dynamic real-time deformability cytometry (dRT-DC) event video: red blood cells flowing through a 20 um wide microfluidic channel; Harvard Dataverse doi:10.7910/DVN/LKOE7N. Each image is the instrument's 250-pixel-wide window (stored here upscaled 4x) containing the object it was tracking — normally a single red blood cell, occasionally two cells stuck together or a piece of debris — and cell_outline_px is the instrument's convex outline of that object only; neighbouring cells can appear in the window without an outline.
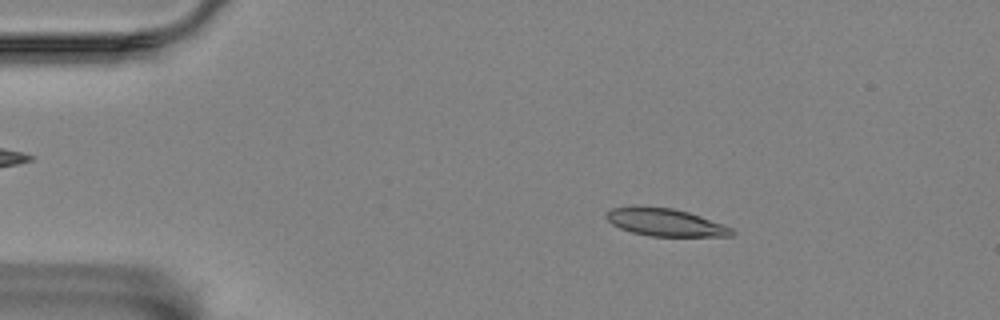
{"species": "Egyptian fruit bat (a non-hibernating species)", "species_latin": "Rousettus aegyptiacus", "temperature_condition": "room temperature", "stored_images_in_passage": 52, "camera_frame_rate_fps": 3000, "um_per_image_px": 0.085, "animal": {"sex": "female"}, "frame": {"image": 1, "passage_image": 4, "time_ms": 1.0, "image_size_px": [1000, 320], "cell_outline_px": [[736, 232], [732, 236], [652, 236], [632, 232], [620, 228], [612, 224], [604, 216], [604, 212], [612, 208], [632, 204], [636, 204], [672, 208], [688, 212], [724, 224], [732, 228]], "centroid_in_image_um": [56.49, 18.86], "position_along_channel_um": 28.5, "area_um2": 20.63}}
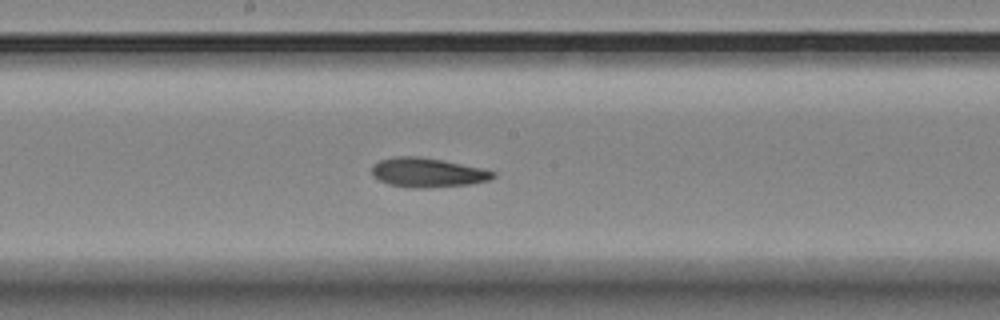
{"frame": {"image": 2, "passage_image": 25, "time_ms": 8.0, "image_size_px": [1000, 320], "cell_outline_px": [[496, 176], [488, 180], [468, 184], [424, 188], [408, 188], [388, 184], [372, 176], [372, 164], [380, 160], [396, 156], [420, 156], [484, 168], [496, 172]], "centroid_in_image_um": [36.32, 14.66], "position_along_channel_um": 211.9, "area_um2": 20.81}}
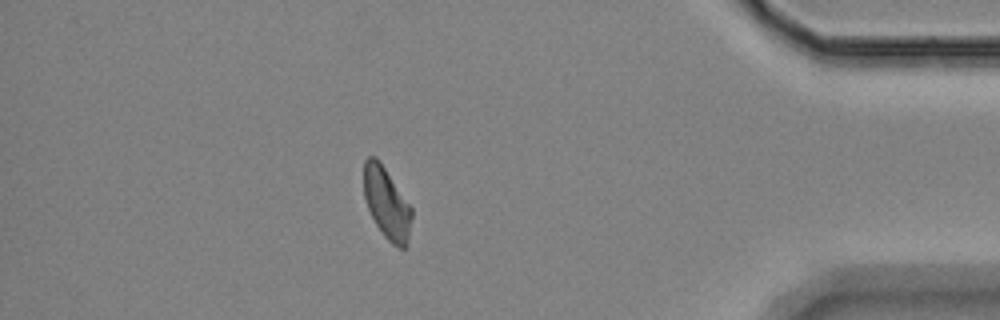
{"frame": {"image": 3, "passage_image": 45, "time_ms": 14.667, "image_size_px": [1000, 320], "cell_outline_px": [[412, 216], [408, 244], [404, 248], [400, 248], [392, 244], [384, 236], [376, 224], [368, 208], [364, 196], [364, 160], [368, 156], [376, 156], [412, 208]], "centroid_in_image_um": [32.87, 17.29], "position_along_channel_um": 402.3, "area_um2": 19.71}, "authors_computed_cell_mechanics": {"area_um2": 20.4901, "velocity_mm_per_s": 3.4366, "shape_relaxation_time_tau1_ms": null, "shape_relaxation_time_tau2_ms": 2.7339, "deformation_change_tau1": null, "deformation_change_tau2": 0.1021}}